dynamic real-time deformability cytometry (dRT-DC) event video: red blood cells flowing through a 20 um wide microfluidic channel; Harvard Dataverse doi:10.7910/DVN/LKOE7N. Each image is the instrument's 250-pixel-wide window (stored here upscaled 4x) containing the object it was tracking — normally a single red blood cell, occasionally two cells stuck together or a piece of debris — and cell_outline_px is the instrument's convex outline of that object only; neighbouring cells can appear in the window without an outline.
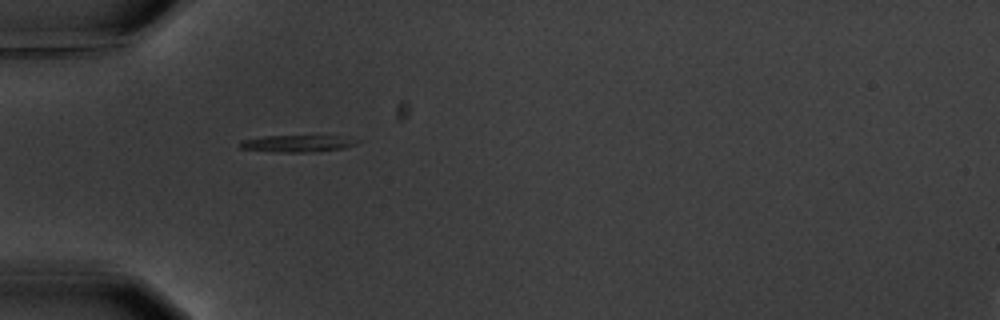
{"species": "common noctule bat (a hibernating species)", "species_latin": "Nyctalus noctula", "temperature_condition": "warm", "stored_images_in_passage": 2, "camera_frame_rate_fps": 3000, "um_per_image_px": 0.085, "animal": {"sex": "male", "body_mass_g": 20.1, "forearm_length_mm": 53.5}, "frame": {"image": 1, "passage_image": 1, "time_ms": 0.0, "image_size_px": [1000, 320], "cell_outline_px": [[364, 140], [356, 144], [344, 148], [304, 152], [272, 152], [240, 148], [236, 144], [240, 140], [264, 136], [336, 136]], "centroid_in_image_um": [25.22, 12.19], "position_along_channel_um": 59.8, "area_um2": 11.56}}